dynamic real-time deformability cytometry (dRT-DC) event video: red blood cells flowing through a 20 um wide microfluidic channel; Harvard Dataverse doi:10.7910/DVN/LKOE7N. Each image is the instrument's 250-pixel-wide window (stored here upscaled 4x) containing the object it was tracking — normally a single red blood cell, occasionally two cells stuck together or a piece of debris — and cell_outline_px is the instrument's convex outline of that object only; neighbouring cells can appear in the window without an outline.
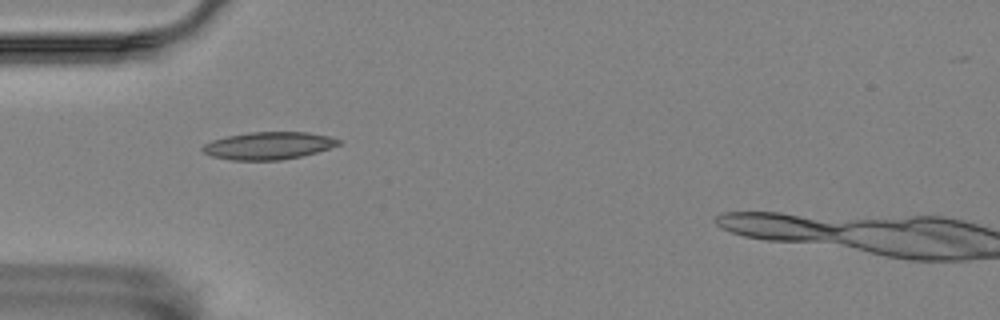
{"species": "Egyptian fruit bat (a non-hibernating species)", "species_latin": "Rousettus aegyptiacus", "temperature_condition": "room temperature", "stored_images_in_passage": 6, "camera_frame_rate_fps": 3000, "um_per_image_px": 0.085, "animal": {"sex": "female"}, "frame": {"image": 1, "passage_image": 4, "time_ms": 1.0, "image_size_px": [1000, 320], "cell_outline_px": [[340, 144], [316, 152], [300, 156], [280, 160], [232, 160], [212, 156], [204, 152], [200, 148], [204, 144], [212, 140], [224, 136], [248, 132], [308, 132], [328, 136], [340, 140]], "centroid_in_image_um": [22.77, 12.37], "position_along_channel_um": 62.2, "area_um2": 21.68}}